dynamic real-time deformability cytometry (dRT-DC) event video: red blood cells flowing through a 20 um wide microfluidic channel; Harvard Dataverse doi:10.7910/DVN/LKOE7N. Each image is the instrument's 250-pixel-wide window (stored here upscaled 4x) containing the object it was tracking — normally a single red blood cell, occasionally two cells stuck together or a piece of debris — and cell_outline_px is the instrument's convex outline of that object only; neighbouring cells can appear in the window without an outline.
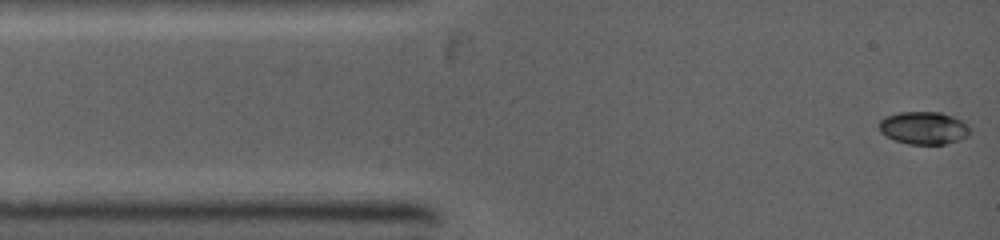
{"species": "common noctule bat (a hibernating species)", "species_latin": "Nyctalus noctula", "temperature_condition": "warm", "stored_images_in_passage": 35, "camera_frame_rate_fps": 5000, "um_per_image_px": 0.085, "animal": {"sex": "female", "body_mass_g": 19.0, "forearm_length_mm": 53.3}, "frame": {"image": 1, "passage_image": 1, "time_ms": 0.0, "image_size_px": [1000, 240], "cell_outline_px": [[972, 132], [968, 136], [960, 140], [944, 144], [908, 144], [896, 140], [880, 132], [880, 120], [888, 116], [900, 112], [940, 112], [952, 116], [960, 120]], "centroid_in_image_um": [78.53, 10.88], "position_along_channel_um": 6.5, "area_um2": 17.05}}
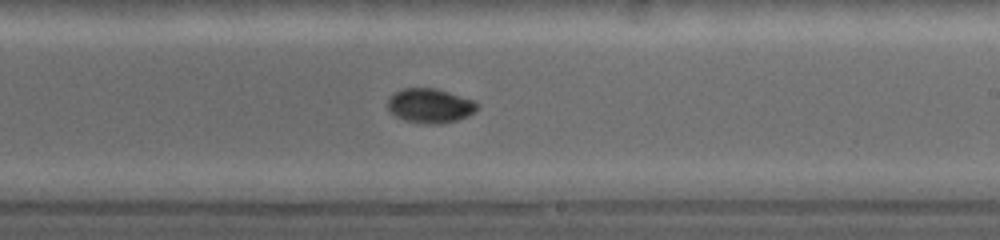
{"frame": {"image": 2, "passage_image": 21, "time_ms": 6.6, "image_size_px": [1000, 240], "cell_outline_px": [[476, 108], [468, 116], [456, 120], [440, 124], [424, 124], [404, 120], [396, 116], [388, 108], [388, 100], [392, 92], [400, 88], [436, 88], [476, 100]], "centroid_in_image_um": [36.52, 8.97], "position_along_channel_um": 252.5, "area_um2": 18.03}}
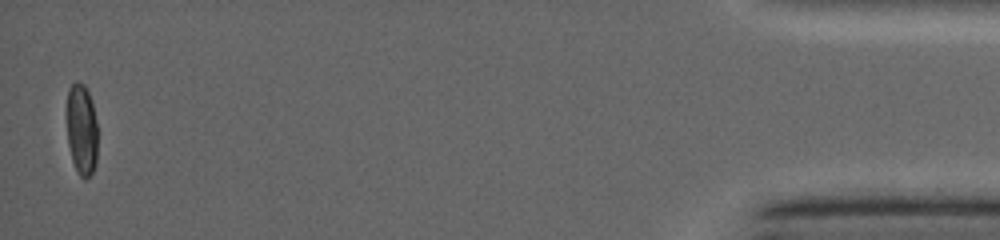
{"frame": {"image": 3, "passage_image": 35, "time_ms": 13.0, "image_size_px": [1000, 240], "cell_outline_px": [[96, 164], [92, 172], [84, 180], [76, 172], [72, 160], [68, 144], [64, 112], [68, 88], [76, 80], [80, 80], [84, 84], [92, 100], [96, 124]], "centroid_in_image_um": [6.88, 10.95], "position_along_channel_um": 428.3, "area_um2": 17.11}}